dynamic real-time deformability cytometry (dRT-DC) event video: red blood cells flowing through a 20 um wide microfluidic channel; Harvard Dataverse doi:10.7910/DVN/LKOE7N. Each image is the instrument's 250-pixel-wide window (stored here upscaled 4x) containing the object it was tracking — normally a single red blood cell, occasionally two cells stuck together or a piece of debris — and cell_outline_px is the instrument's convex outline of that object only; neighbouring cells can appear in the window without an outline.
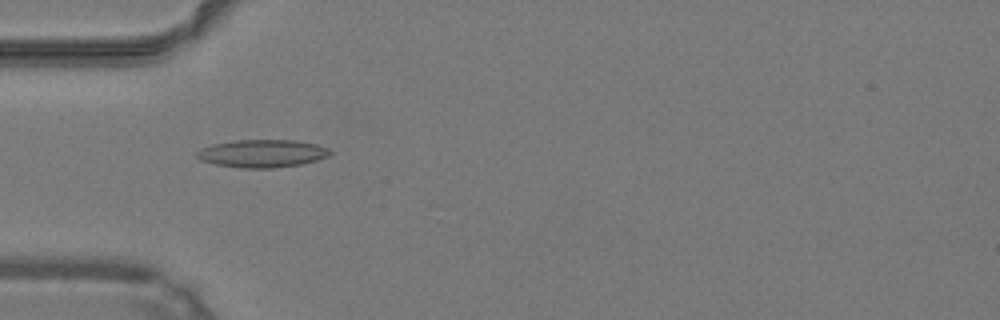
{"species": "common noctule bat (a hibernating species)", "species_latin": "Nyctalus noctula", "temperature_condition": "warm", "stored_images_in_passage": 49, "camera_frame_rate_fps": 3000, "um_per_image_px": 0.085, "animal": {"sex": "male", "body_mass_g": 19.2, "forearm_length_mm": 51.8}, "frame": {"image": 1, "passage_image": 16, "time_ms": 5.0, "image_size_px": [1000, 320], "cell_outline_px": [[332, 152], [328, 156], [316, 160], [300, 164], [272, 168], [240, 168], [216, 164], [200, 160], [196, 156], [196, 152], [200, 148], [212, 144], [236, 140], [296, 140], [316, 144], [328, 148]], "centroid_in_image_um": [22.26, 13.04], "position_along_channel_um": 62.7, "area_um2": 21.56}}
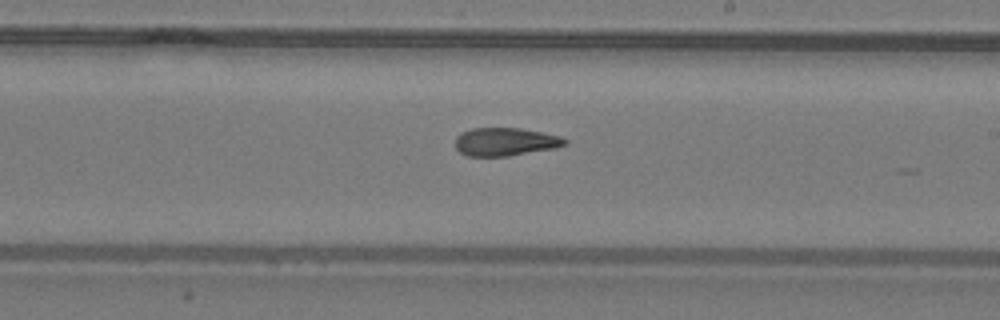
{"frame": {"image": 2, "passage_image": 29, "time_ms": 9.333, "image_size_px": [1000, 320], "cell_outline_px": [[568, 144], [556, 148], [508, 156], [468, 156], [460, 152], [456, 148], [456, 136], [460, 132], [472, 128], [520, 128], [560, 136], [568, 140]], "centroid_in_image_um": [42.95, 12.05], "position_along_channel_um": 246.0, "area_um2": 18.03}}
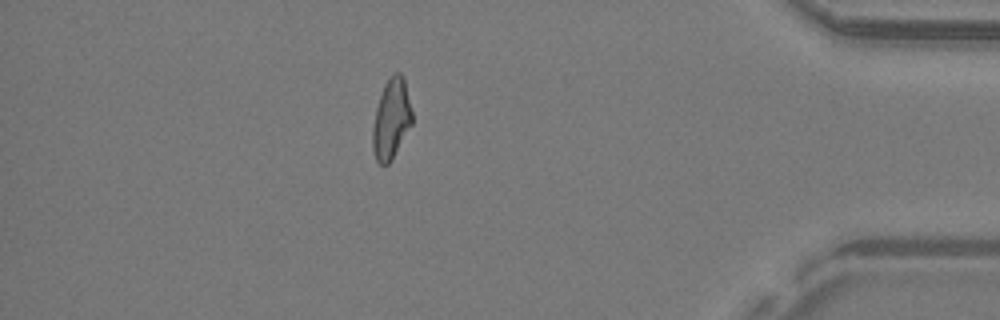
{"frame": {"image": 3, "passage_image": 43, "time_ms": 14.0, "image_size_px": [1000, 320], "cell_outline_px": [[412, 124], [392, 160], [388, 164], [380, 164], [376, 160], [372, 148], [372, 128], [376, 108], [384, 84], [392, 72], [400, 72], [404, 76], [412, 112]], "centroid_in_image_um": [33.26, 10.09], "position_along_channel_um": 401.9, "area_um2": 18.61}, "authors_computed_cell_mechanics": {"area_um2": 18.7272, "velocity_mm_per_s": 4.2548, "shape_relaxation_time_tau1_ms": null, "shape_relaxation_time_tau2_ms": 3.1378, "deformation_change_tau1": null, "deformation_change_tau2": 0.1192}}